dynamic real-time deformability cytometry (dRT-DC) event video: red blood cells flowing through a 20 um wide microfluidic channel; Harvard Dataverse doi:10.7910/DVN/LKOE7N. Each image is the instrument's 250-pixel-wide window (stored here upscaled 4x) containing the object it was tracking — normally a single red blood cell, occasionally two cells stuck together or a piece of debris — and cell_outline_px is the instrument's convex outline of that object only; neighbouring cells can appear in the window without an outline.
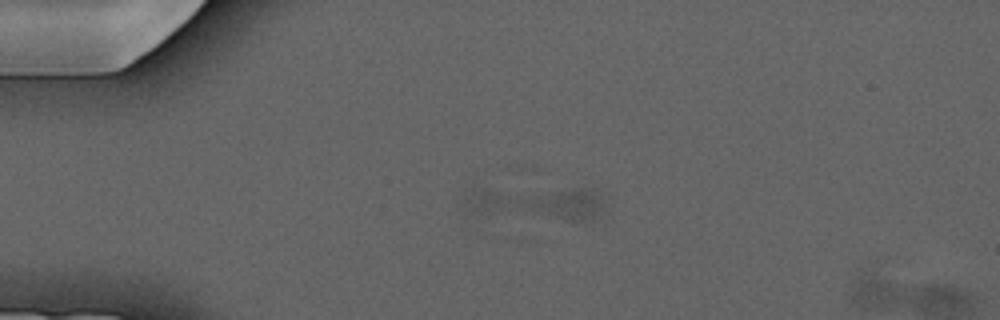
{"species": "common noctule bat (a hibernating species)", "species_latin": "Nyctalus noctula", "temperature_condition": "cold", "stored_images_in_passage": 5, "segment_of_instrument_passage": [2, 3], "camera_frame_rate_fps": 3000, "um_per_image_px": 0.085, "animal": {"sex": "male", "forearm_length_mm": 52.5}, "frame": {"image": 1, "passage_image": 3, "time_ms": 2.333, "image_size_px": [1000, 320], "cell_outline_px": [[608, 196], [604, 212], [584, 220], [572, 220], [528, 208], [516, 204], [516, 200], [572, 188], [592, 188]], "centroid_in_image_um": [48.32, 17.28], "position_along_channel_um": 36.7, "area_um2": 14.22}}